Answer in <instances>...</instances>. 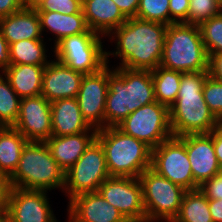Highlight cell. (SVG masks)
<instances>
[{"instance_id": "cell-4", "label": "cell", "mask_w": 222, "mask_h": 222, "mask_svg": "<svg viewBox=\"0 0 222 222\" xmlns=\"http://www.w3.org/2000/svg\"><path fill=\"white\" fill-rule=\"evenodd\" d=\"M159 66L183 73L208 71L209 55L199 26L184 22L168 25Z\"/></svg>"}, {"instance_id": "cell-11", "label": "cell", "mask_w": 222, "mask_h": 222, "mask_svg": "<svg viewBox=\"0 0 222 222\" xmlns=\"http://www.w3.org/2000/svg\"><path fill=\"white\" fill-rule=\"evenodd\" d=\"M159 175L185 190H197L185 146V135L172 136L151 151V167Z\"/></svg>"}, {"instance_id": "cell-26", "label": "cell", "mask_w": 222, "mask_h": 222, "mask_svg": "<svg viewBox=\"0 0 222 222\" xmlns=\"http://www.w3.org/2000/svg\"><path fill=\"white\" fill-rule=\"evenodd\" d=\"M182 73L183 72L167 69L162 66L151 70L157 102L169 108L176 101Z\"/></svg>"}, {"instance_id": "cell-41", "label": "cell", "mask_w": 222, "mask_h": 222, "mask_svg": "<svg viewBox=\"0 0 222 222\" xmlns=\"http://www.w3.org/2000/svg\"><path fill=\"white\" fill-rule=\"evenodd\" d=\"M7 66H10L9 44L3 37L0 29V69L3 72Z\"/></svg>"}, {"instance_id": "cell-14", "label": "cell", "mask_w": 222, "mask_h": 222, "mask_svg": "<svg viewBox=\"0 0 222 222\" xmlns=\"http://www.w3.org/2000/svg\"><path fill=\"white\" fill-rule=\"evenodd\" d=\"M12 127L27 141L46 142L52 136L51 102L41 94L22 98L16 123Z\"/></svg>"}, {"instance_id": "cell-33", "label": "cell", "mask_w": 222, "mask_h": 222, "mask_svg": "<svg viewBox=\"0 0 222 222\" xmlns=\"http://www.w3.org/2000/svg\"><path fill=\"white\" fill-rule=\"evenodd\" d=\"M203 96L209 110L222 121V82L208 76L203 86Z\"/></svg>"}, {"instance_id": "cell-29", "label": "cell", "mask_w": 222, "mask_h": 222, "mask_svg": "<svg viewBox=\"0 0 222 222\" xmlns=\"http://www.w3.org/2000/svg\"><path fill=\"white\" fill-rule=\"evenodd\" d=\"M0 74V127L13 126L16 123L21 98L10 86L7 78Z\"/></svg>"}, {"instance_id": "cell-32", "label": "cell", "mask_w": 222, "mask_h": 222, "mask_svg": "<svg viewBox=\"0 0 222 222\" xmlns=\"http://www.w3.org/2000/svg\"><path fill=\"white\" fill-rule=\"evenodd\" d=\"M136 18L170 25L169 0H140Z\"/></svg>"}, {"instance_id": "cell-22", "label": "cell", "mask_w": 222, "mask_h": 222, "mask_svg": "<svg viewBox=\"0 0 222 222\" xmlns=\"http://www.w3.org/2000/svg\"><path fill=\"white\" fill-rule=\"evenodd\" d=\"M90 132L91 134H89ZM96 134L97 131H86L67 136L52 135L46 141V144L59 167L66 172L76 163L89 145L96 139Z\"/></svg>"}, {"instance_id": "cell-17", "label": "cell", "mask_w": 222, "mask_h": 222, "mask_svg": "<svg viewBox=\"0 0 222 222\" xmlns=\"http://www.w3.org/2000/svg\"><path fill=\"white\" fill-rule=\"evenodd\" d=\"M69 222H123L125 218L99 192H85L69 200Z\"/></svg>"}, {"instance_id": "cell-15", "label": "cell", "mask_w": 222, "mask_h": 222, "mask_svg": "<svg viewBox=\"0 0 222 222\" xmlns=\"http://www.w3.org/2000/svg\"><path fill=\"white\" fill-rule=\"evenodd\" d=\"M46 191L11 187L6 203L10 222H57Z\"/></svg>"}, {"instance_id": "cell-28", "label": "cell", "mask_w": 222, "mask_h": 222, "mask_svg": "<svg viewBox=\"0 0 222 222\" xmlns=\"http://www.w3.org/2000/svg\"><path fill=\"white\" fill-rule=\"evenodd\" d=\"M43 39L21 40L9 45L10 65H47Z\"/></svg>"}, {"instance_id": "cell-34", "label": "cell", "mask_w": 222, "mask_h": 222, "mask_svg": "<svg viewBox=\"0 0 222 222\" xmlns=\"http://www.w3.org/2000/svg\"><path fill=\"white\" fill-rule=\"evenodd\" d=\"M36 11H57L62 14L83 13L82 0H30Z\"/></svg>"}, {"instance_id": "cell-35", "label": "cell", "mask_w": 222, "mask_h": 222, "mask_svg": "<svg viewBox=\"0 0 222 222\" xmlns=\"http://www.w3.org/2000/svg\"><path fill=\"white\" fill-rule=\"evenodd\" d=\"M190 0H169L170 24L187 23Z\"/></svg>"}, {"instance_id": "cell-39", "label": "cell", "mask_w": 222, "mask_h": 222, "mask_svg": "<svg viewBox=\"0 0 222 222\" xmlns=\"http://www.w3.org/2000/svg\"><path fill=\"white\" fill-rule=\"evenodd\" d=\"M127 18L136 17L140 0H113Z\"/></svg>"}, {"instance_id": "cell-6", "label": "cell", "mask_w": 222, "mask_h": 222, "mask_svg": "<svg viewBox=\"0 0 222 222\" xmlns=\"http://www.w3.org/2000/svg\"><path fill=\"white\" fill-rule=\"evenodd\" d=\"M96 139L103 146L110 177H134L151 167L152 149L144 142L124 134L117 127L97 130Z\"/></svg>"}, {"instance_id": "cell-12", "label": "cell", "mask_w": 222, "mask_h": 222, "mask_svg": "<svg viewBox=\"0 0 222 222\" xmlns=\"http://www.w3.org/2000/svg\"><path fill=\"white\" fill-rule=\"evenodd\" d=\"M98 192L109 204L117 208L125 219L146 217L139 178L109 177L101 184Z\"/></svg>"}, {"instance_id": "cell-23", "label": "cell", "mask_w": 222, "mask_h": 222, "mask_svg": "<svg viewBox=\"0 0 222 222\" xmlns=\"http://www.w3.org/2000/svg\"><path fill=\"white\" fill-rule=\"evenodd\" d=\"M46 65H10L2 72L12 89L22 99L41 94L42 76Z\"/></svg>"}, {"instance_id": "cell-37", "label": "cell", "mask_w": 222, "mask_h": 222, "mask_svg": "<svg viewBox=\"0 0 222 222\" xmlns=\"http://www.w3.org/2000/svg\"><path fill=\"white\" fill-rule=\"evenodd\" d=\"M29 4L30 0H0V18L11 15Z\"/></svg>"}, {"instance_id": "cell-5", "label": "cell", "mask_w": 222, "mask_h": 222, "mask_svg": "<svg viewBox=\"0 0 222 222\" xmlns=\"http://www.w3.org/2000/svg\"><path fill=\"white\" fill-rule=\"evenodd\" d=\"M10 187L46 191L65 185V172L53 158L46 142L28 141L17 168L9 177Z\"/></svg>"}, {"instance_id": "cell-45", "label": "cell", "mask_w": 222, "mask_h": 222, "mask_svg": "<svg viewBox=\"0 0 222 222\" xmlns=\"http://www.w3.org/2000/svg\"><path fill=\"white\" fill-rule=\"evenodd\" d=\"M123 222H154V221H151L149 218L145 217L142 219H125Z\"/></svg>"}, {"instance_id": "cell-18", "label": "cell", "mask_w": 222, "mask_h": 222, "mask_svg": "<svg viewBox=\"0 0 222 222\" xmlns=\"http://www.w3.org/2000/svg\"><path fill=\"white\" fill-rule=\"evenodd\" d=\"M83 74L59 61L49 62L42 76L41 95L49 102L65 98H77Z\"/></svg>"}, {"instance_id": "cell-16", "label": "cell", "mask_w": 222, "mask_h": 222, "mask_svg": "<svg viewBox=\"0 0 222 222\" xmlns=\"http://www.w3.org/2000/svg\"><path fill=\"white\" fill-rule=\"evenodd\" d=\"M185 146L194 182L198 187L222 171L215 155L211 133L187 134Z\"/></svg>"}, {"instance_id": "cell-36", "label": "cell", "mask_w": 222, "mask_h": 222, "mask_svg": "<svg viewBox=\"0 0 222 222\" xmlns=\"http://www.w3.org/2000/svg\"><path fill=\"white\" fill-rule=\"evenodd\" d=\"M208 199H222V171L199 186Z\"/></svg>"}, {"instance_id": "cell-44", "label": "cell", "mask_w": 222, "mask_h": 222, "mask_svg": "<svg viewBox=\"0 0 222 222\" xmlns=\"http://www.w3.org/2000/svg\"><path fill=\"white\" fill-rule=\"evenodd\" d=\"M0 222H10V217L6 208L0 210Z\"/></svg>"}, {"instance_id": "cell-21", "label": "cell", "mask_w": 222, "mask_h": 222, "mask_svg": "<svg viewBox=\"0 0 222 222\" xmlns=\"http://www.w3.org/2000/svg\"><path fill=\"white\" fill-rule=\"evenodd\" d=\"M0 29L9 45L25 39H43L39 14L31 4L0 18Z\"/></svg>"}, {"instance_id": "cell-8", "label": "cell", "mask_w": 222, "mask_h": 222, "mask_svg": "<svg viewBox=\"0 0 222 222\" xmlns=\"http://www.w3.org/2000/svg\"><path fill=\"white\" fill-rule=\"evenodd\" d=\"M53 49L57 61L83 75L98 72L106 65L100 35L91 30L66 37Z\"/></svg>"}, {"instance_id": "cell-19", "label": "cell", "mask_w": 222, "mask_h": 222, "mask_svg": "<svg viewBox=\"0 0 222 222\" xmlns=\"http://www.w3.org/2000/svg\"><path fill=\"white\" fill-rule=\"evenodd\" d=\"M53 136H67L97 131L83 118L77 98L58 99L51 102Z\"/></svg>"}, {"instance_id": "cell-27", "label": "cell", "mask_w": 222, "mask_h": 222, "mask_svg": "<svg viewBox=\"0 0 222 222\" xmlns=\"http://www.w3.org/2000/svg\"><path fill=\"white\" fill-rule=\"evenodd\" d=\"M172 222H213L209 211V199L200 189L186 191L179 214Z\"/></svg>"}, {"instance_id": "cell-13", "label": "cell", "mask_w": 222, "mask_h": 222, "mask_svg": "<svg viewBox=\"0 0 222 222\" xmlns=\"http://www.w3.org/2000/svg\"><path fill=\"white\" fill-rule=\"evenodd\" d=\"M108 65L98 72L83 75L77 95L80 111L87 123L98 129L105 128V102L108 91Z\"/></svg>"}, {"instance_id": "cell-30", "label": "cell", "mask_w": 222, "mask_h": 222, "mask_svg": "<svg viewBox=\"0 0 222 222\" xmlns=\"http://www.w3.org/2000/svg\"><path fill=\"white\" fill-rule=\"evenodd\" d=\"M199 28L208 55L222 53V13L203 22Z\"/></svg>"}, {"instance_id": "cell-1", "label": "cell", "mask_w": 222, "mask_h": 222, "mask_svg": "<svg viewBox=\"0 0 222 222\" xmlns=\"http://www.w3.org/2000/svg\"><path fill=\"white\" fill-rule=\"evenodd\" d=\"M166 29L167 25L162 23L128 18L110 33L112 40L116 38L117 50L114 53L106 52V64L108 56L116 55L121 59L119 67L156 69L162 58Z\"/></svg>"}, {"instance_id": "cell-31", "label": "cell", "mask_w": 222, "mask_h": 222, "mask_svg": "<svg viewBox=\"0 0 222 222\" xmlns=\"http://www.w3.org/2000/svg\"><path fill=\"white\" fill-rule=\"evenodd\" d=\"M222 13L221 0H190L187 23L200 26L211 17Z\"/></svg>"}, {"instance_id": "cell-9", "label": "cell", "mask_w": 222, "mask_h": 222, "mask_svg": "<svg viewBox=\"0 0 222 222\" xmlns=\"http://www.w3.org/2000/svg\"><path fill=\"white\" fill-rule=\"evenodd\" d=\"M117 128L124 134L144 142L151 149L173 136L169 108L157 101L130 113Z\"/></svg>"}, {"instance_id": "cell-43", "label": "cell", "mask_w": 222, "mask_h": 222, "mask_svg": "<svg viewBox=\"0 0 222 222\" xmlns=\"http://www.w3.org/2000/svg\"><path fill=\"white\" fill-rule=\"evenodd\" d=\"M209 211L213 222H222V199H209Z\"/></svg>"}, {"instance_id": "cell-24", "label": "cell", "mask_w": 222, "mask_h": 222, "mask_svg": "<svg viewBox=\"0 0 222 222\" xmlns=\"http://www.w3.org/2000/svg\"><path fill=\"white\" fill-rule=\"evenodd\" d=\"M40 17L41 30L45 28L54 33L56 37L54 46L62 39L86 33L90 29L83 13L62 14L57 11H37Z\"/></svg>"}, {"instance_id": "cell-10", "label": "cell", "mask_w": 222, "mask_h": 222, "mask_svg": "<svg viewBox=\"0 0 222 222\" xmlns=\"http://www.w3.org/2000/svg\"><path fill=\"white\" fill-rule=\"evenodd\" d=\"M109 177L105 151L95 139L76 163L65 172L64 190L69 199L85 192H98L101 184Z\"/></svg>"}, {"instance_id": "cell-25", "label": "cell", "mask_w": 222, "mask_h": 222, "mask_svg": "<svg viewBox=\"0 0 222 222\" xmlns=\"http://www.w3.org/2000/svg\"><path fill=\"white\" fill-rule=\"evenodd\" d=\"M26 138L14 127H0V172L8 178L17 168Z\"/></svg>"}, {"instance_id": "cell-40", "label": "cell", "mask_w": 222, "mask_h": 222, "mask_svg": "<svg viewBox=\"0 0 222 222\" xmlns=\"http://www.w3.org/2000/svg\"><path fill=\"white\" fill-rule=\"evenodd\" d=\"M213 136V145L218 163L222 167V121L210 132Z\"/></svg>"}, {"instance_id": "cell-3", "label": "cell", "mask_w": 222, "mask_h": 222, "mask_svg": "<svg viewBox=\"0 0 222 222\" xmlns=\"http://www.w3.org/2000/svg\"><path fill=\"white\" fill-rule=\"evenodd\" d=\"M208 71L182 73L176 101L169 107L172 135L210 133L220 122L204 101L203 86Z\"/></svg>"}, {"instance_id": "cell-42", "label": "cell", "mask_w": 222, "mask_h": 222, "mask_svg": "<svg viewBox=\"0 0 222 222\" xmlns=\"http://www.w3.org/2000/svg\"><path fill=\"white\" fill-rule=\"evenodd\" d=\"M10 188L9 178L0 172V210L6 208Z\"/></svg>"}, {"instance_id": "cell-20", "label": "cell", "mask_w": 222, "mask_h": 222, "mask_svg": "<svg viewBox=\"0 0 222 222\" xmlns=\"http://www.w3.org/2000/svg\"><path fill=\"white\" fill-rule=\"evenodd\" d=\"M82 11L91 31L109 35L127 21L113 0H82Z\"/></svg>"}, {"instance_id": "cell-7", "label": "cell", "mask_w": 222, "mask_h": 222, "mask_svg": "<svg viewBox=\"0 0 222 222\" xmlns=\"http://www.w3.org/2000/svg\"><path fill=\"white\" fill-rule=\"evenodd\" d=\"M142 185L146 217L151 221L162 219L172 222L179 214L183 195L187 190L151 168L138 177Z\"/></svg>"}, {"instance_id": "cell-38", "label": "cell", "mask_w": 222, "mask_h": 222, "mask_svg": "<svg viewBox=\"0 0 222 222\" xmlns=\"http://www.w3.org/2000/svg\"><path fill=\"white\" fill-rule=\"evenodd\" d=\"M209 76L222 82V53L209 55Z\"/></svg>"}, {"instance_id": "cell-2", "label": "cell", "mask_w": 222, "mask_h": 222, "mask_svg": "<svg viewBox=\"0 0 222 222\" xmlns=\"http://www.w3.org/2000/svg\"><path fill=\"white\" fill-rule=\"evenodd\" d=\"M155 101L151 70L108 68L105 127H117L130 113Z\"/></svg>"}]
</instances>
